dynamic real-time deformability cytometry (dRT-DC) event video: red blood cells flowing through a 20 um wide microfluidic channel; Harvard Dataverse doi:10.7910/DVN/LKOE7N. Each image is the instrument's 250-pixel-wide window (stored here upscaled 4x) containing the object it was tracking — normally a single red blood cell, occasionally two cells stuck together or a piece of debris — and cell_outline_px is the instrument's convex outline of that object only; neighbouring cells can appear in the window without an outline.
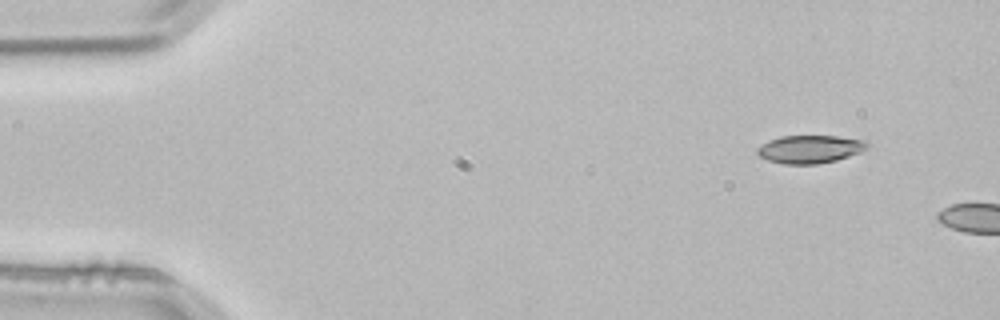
{"species": "common noctule bat (a hibernating species)", "species_latin": "Nyctalus noctula", "temperature_condition": "room temperature", "stored_images_in_passage": 2, "camera_frame_rate_fps": 3000, "um_per_image_px": 0.085, "animal": {"sex": "male", "body_mass_g": 21.5, "forearm_length_mm": 52.0}, "frame": {"image": 1, "passage_image": 1, "time_ms": 0.0, "image_size_px": [1000, 320], "cell_outline_px": [[872, 144], [868, 148], [860, 152], [836, 160], [816, 164], [784, 164], [768, 160], [760, 156], [756, 152], [756, 148], [780, 136], [836, 136], [868, 140]], "centroid_in_image_um": [68.91, 12.67], "position_along_channel_um": 16.1, "area_um2": 17.92}}